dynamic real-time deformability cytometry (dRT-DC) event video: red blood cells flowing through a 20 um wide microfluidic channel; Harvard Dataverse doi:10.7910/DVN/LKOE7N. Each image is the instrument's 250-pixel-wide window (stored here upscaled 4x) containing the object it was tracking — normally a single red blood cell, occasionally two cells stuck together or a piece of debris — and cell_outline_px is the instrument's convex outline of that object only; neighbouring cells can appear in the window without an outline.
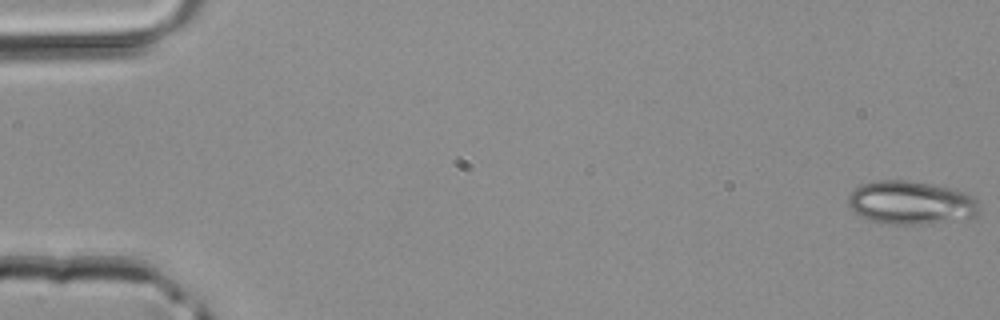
{"species": "common noctule bat (a hibernating species)", "species_latin": "Nyctalus noctula", "temperature_condition": "room temperature", "stored_images_in_passage": 44, "camera_frame_rate_fps": 3000, "um_per_image_px": 0.085, "animal": {"sex": "male", "body_mass_g": 20.4}, "frame": {"image": 1, "passage_image": 1, "time_ms": 0.0, "image_size_px": [1000, 320], "cell_outline_px": [[980, 212], [976, 216], [924, 224], [880, 224], [856, 212], [848, 204], [848, 196], [856, 188], [864, 184], [876, 180], [908, 180], [932, 184], [952, 188], [976, 196], [980, 204]], "centroid_in_image_um": [77.49, 17.22], "position_along_channel_um": 7.5, "area_um2": 33.12}}
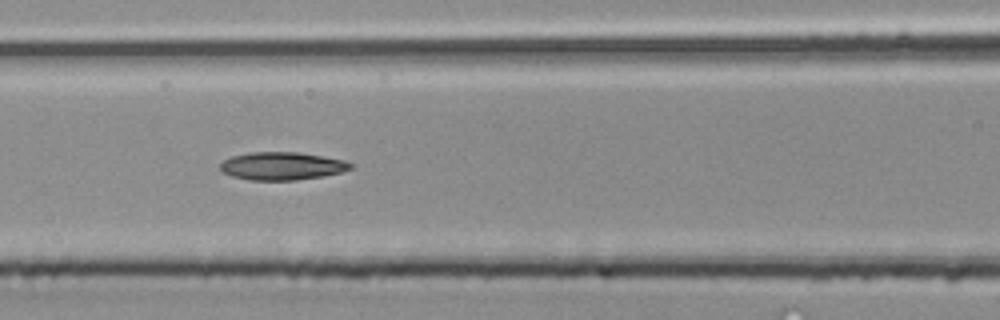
{"frame": {"image": 2, "passage_image": 20, "time_ms": 6.333, "image_size_px": [1000, 320], "cell_outline_px": [[356, 164], [352, 168], [340, 172], [324, 176], [296, 180], [248, 180], [232, 176], [224, 172], [220, 168], [220, 164], [224, 160], [232, 156], [248, 152], [300, 152], [344, 160]], "centroid_in_image_um": [23.99, 14.11], "position_along_channel_um": 142.6, "area_um2": 21.27}}
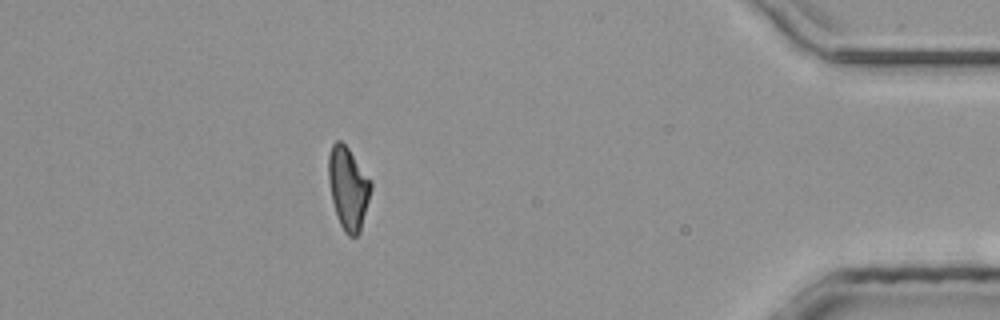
{"frame": {"image": 3, "passage_image": 40, "time_ms": 13.0, "image_size_px": [1000, 320], "cell_outline_px": [[372, 188], [360, 232], [356, 236], [348, 236], [344, 232], [336, 216], [332, 200], [328, 180], [328, 156], [332, 144], [336, 140], [340, 140], [348, 148], [372, 184]], "centroid_in_image_um": [29.57, 16.01], "position_along_channel_um": 405.6, "area_um2": 20.23}}